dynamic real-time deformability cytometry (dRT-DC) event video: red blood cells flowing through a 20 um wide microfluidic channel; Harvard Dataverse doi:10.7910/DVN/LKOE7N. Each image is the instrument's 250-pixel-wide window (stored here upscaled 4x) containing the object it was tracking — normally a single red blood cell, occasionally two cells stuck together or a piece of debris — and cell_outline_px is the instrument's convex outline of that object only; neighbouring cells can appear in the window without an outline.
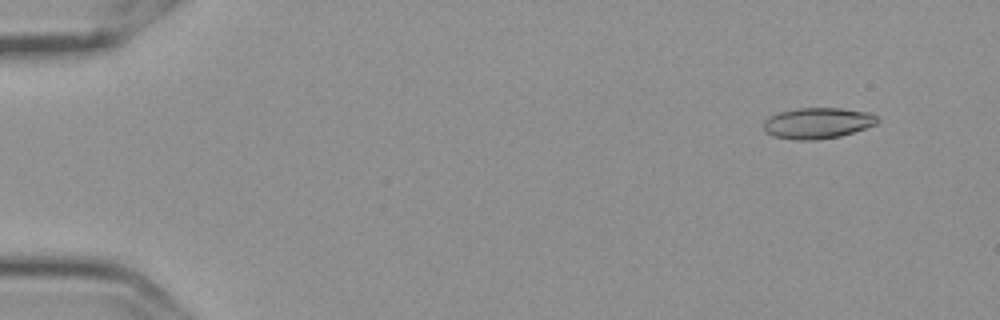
{"species": "Egyptian fruit bat (a non-hibernating species)", "species_latin": "Rousettus aegyptiacus", "temperature_condition": "cold", "stored_images_in_passage": 57, "camera_frame_rate_fps": 3000, "um_per_image_px": 0.085, "frame": {"image": 1, "passage_image": 5, "time_ms": 1.333, "image_size_px": [1000, 320], "cell_outline_px": [[880, 120], [876, 124], [840, 136], [812, 140], [792, 140], [772, 136], [764, 132], [764, 120], [768, 116], [780, 112], [796, 108], [840, 108], [868, 112], [876, 116]], "centroid_in_image_um": [69.45, 10.46], "position_along_channel_um": 15.6, "area_um2": 20.58}}
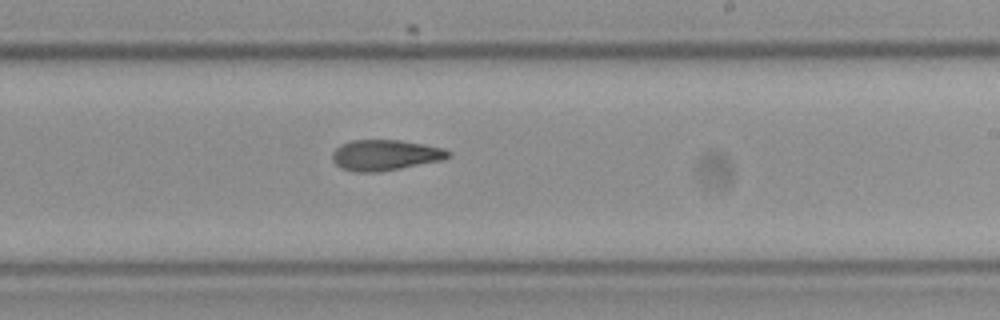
{"frame": {"image": 2, "passage_image": 35, "time_ms": 11.333, "image_size_px": [1000, 320], "cell_outline_px": [[448, 156], [444, 160], [400, 168], [376, 172], [356, 172], [340, 168], [332, 160], [332, 152], [340, 144], [352, 140], [400, 140], [444, 148], [448, 152]], "centroid_in_image_um": [32.69, 13.18], "position_along_channel_um": 256.3, "area_um2": 20.63}}
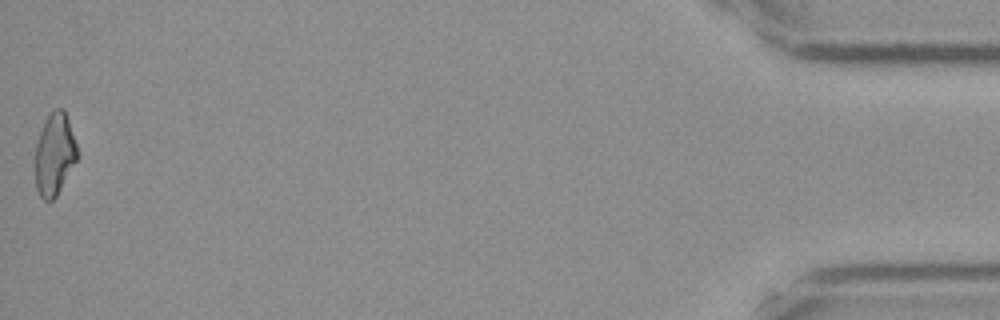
{"frame": {"image": 3, "passage_image": 57, "time_ms": 18.667, "image_size_px": [1000, 320], "cell_outline_px": [[76, 160], [56, 196], [52, 200], [44, 200], [40, 196], [36, 188], [36, 144], [44, 120], [56, 108], [64, 108], [76, 144]], "centroid_in_image_um": [4.62, 13.1], "position_along_channel_um": 430.6, "area_um2": 19.59}, "authors_computed_cell_mechanics": {"area_um2": 20.5768, "velocity_mm_per_s": 3.6103, "shape_relaxation_time_tau1_ms": null, "shape_relaxation_time_tau2_ms": 4.4885, "deformation_change_tau1": null, "deformation_change_tau2": 0.1286}}